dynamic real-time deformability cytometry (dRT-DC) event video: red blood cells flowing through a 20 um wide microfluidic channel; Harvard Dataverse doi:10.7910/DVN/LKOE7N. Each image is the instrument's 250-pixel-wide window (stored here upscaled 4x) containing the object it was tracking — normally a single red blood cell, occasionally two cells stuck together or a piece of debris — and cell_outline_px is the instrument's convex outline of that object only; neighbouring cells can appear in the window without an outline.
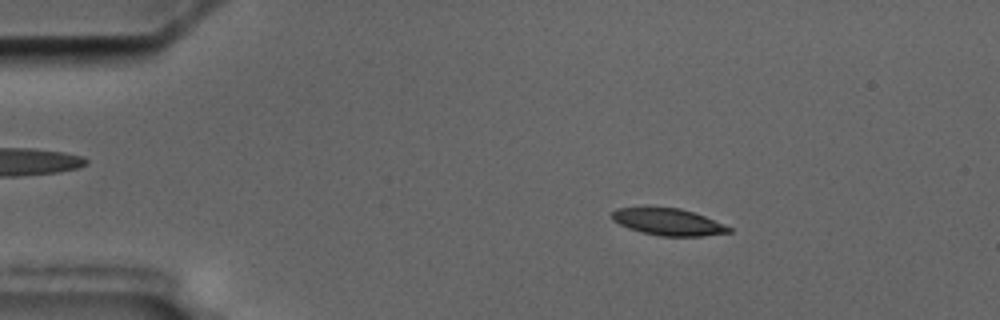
{"species": "common noctule bat (a hibernating species)", "species_latin": "Nyctalus noctula", "temperature_condition": "cold", "stored_images_in_passage": 56, "camera_frame_rate_fps": 3000, "um_per_image_px": 0.085, "animal": {"sex": "male", "body_mass_g": 17.5, "forearm_length_mm": 52.3}, "frame": {"image": 1, "passage_image": 9, "time_ms": 2.667, "image_size_px": [1000, 320], "cell_outline_px": [[732, 232], [704, 236], [660, 236], [628, 228], [612, 220], [612, 212], [616, 208], [644, 204], [680, 208], [704, 216], [732, 228]], "centroid_in_image_um": [56.72, 18.81], "position_along_channel_um": 28.3, "area_um2": 18.9}}
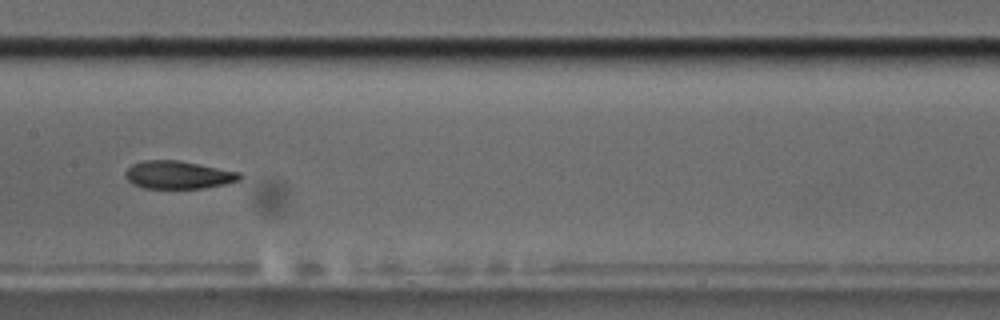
{"frame": {"image": 2, "passage_image": 28, "time_ms": 9.0, "image_size_px": [1000, 320], "cell_outline_px": [[244, 176], [240, 180], [224, 184], [204, 188], [144, 188], [132, 184], [124, 176], [124, 172], [132, 164], [144, 160], [180, 160], [240, 172]], "centroid_in_image_um": [15.15, 14.86], "position_along_channel_um": 192.3, "area_um2": 18.73}}
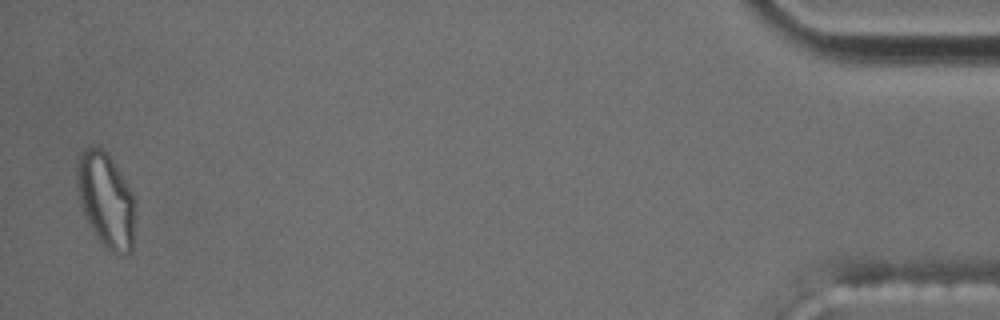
{"frame": {"image": 3, "passage_image": 55, "time_ms": 18.0, "image_size_px": [1000, 320], "cell_outline_px": [[136, 208], [132, 248], [128, 252], [120, 256], [116, 256], [104, 248], [100, 244], [92, 232], [84, 216], [80, 204], [76, 188], [76, 160], [80, 152], [84, 148], [92, 144], [96, 144], [108, 152], [132, 192], [136, 200]], "centroid_in_image_um": [8.98, 16.99], "position_along_channel_um": 426.2, "area_um2": 33.52}, "authors_computed_cell_mechanics": {"area_um2": 19.363, "velocity_mm_per_s": 3.5493, "shape_relaxation_time_tau1_ms": 4.8287, "shape_relaxation_time_tau2_ms": 3.1014, "deformation_change_tau1": 0.1606, "deformation_change_tau2": 0.0878}}